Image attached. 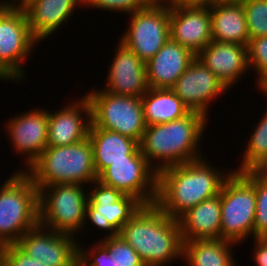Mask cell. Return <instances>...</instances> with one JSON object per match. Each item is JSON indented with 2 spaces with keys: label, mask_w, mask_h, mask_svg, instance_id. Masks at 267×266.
Wrapping results in <instances>:
<instances>
[{
  "label": "cell",
  "mask_w": 267,
  "mask_h": 266,
  "mask_svg": "<svg viewBox=\"0 0 267 266\" xmlns=\"http://www.w3.org/2000/svg\"><path fill=\"white\" fill-rule=\"evenodd\" d=\"M84 0H29L22 8L33 36L42 42L71 18Z\"/></svg>",
  "instance_id": "21"
},
{
  "label": "cell",
  "mask_w": 267,
  "mask_h": 266,
  "mask_svg": "<svg viewBox=\"0 0 267 266\" xmlns=\"http://www.w3.org/2000/svg\"><path fill=\"white\" fill-rule=\"evenodd\" d=\"M177 220L183 241L220 239V194L188 209Z\"/></svg>",
  "instance_id": "23"
},
{
  "label": "cell",
  "mask_w": 267,
  "mask_h": 266,
  "mask_svg": "<svg viewBox=\"0 0 267 266\" xmlns=\"http://www.w3.org/2000/svg\"><path fill=\"white\" fill-rule=\"evenodd\" d=\"M29 0H6V1H1V4H5L11 7H23Z\"/></svg>",
  "instance_id": "38"
},
{
  "label": "cell",
  "mask_w": 267,
  "mask_h": 266,
  "mask_svg": "<svg viewBox=\"0 0 267 266\" xmlns=\"http://www.w3.org/2000/svg\"><path fill=\"white\" fill-rule=\"evenodd\" d=\"M196 55L171 38L145 63L149 88H171Z\"/></svg>",
  "instance_id": "20"
},
{
  "label": "cell",
  "mask_w": 267,
  "mask_h": 266,
  "mask_svg": "<svg viewBox=\"0 0 267 266\" xmlns=\"http://www.w3.org/2000/svg\"><path fill=\"white\" fill-rule=\"evenodd\" d=\"M229 89L249 70L247 46L212 40L197 56Z\"/></svg>",
  "instance_id": "19"
},
{
  "label": "cell",
  "mask_w": 267,
  "mask_h": 266,
  "mask_svg": "<svg viewBox=\"0 0 267 266\" xmlns=\"http://www.w3.org/2000/svg\"><path fill=\"white\" fill-rule=\"evenodd\" d=\"M38 42L22 7H12L0 19V70L11 81H22L26 77L22 63Z\"/></svg>",
  "instance_id": "9"
},
{
  "label": "cell",
  "mask_w": 267,
  "mask_h": 266,
  "mask_svg": "<svg viewBox=\"0 0 267 266\" xmlns=\"http://www.w3.org/2000/svg\"><path fill=\"white\" fill-rule=\"evenodd\" d=\"M0 254L4 266H48L28 256L16 244L0 247Z\"/></svg>",
  "instance_id": "34"
},
{
  "label": "cell",
  "mask_w": 267,
  "mask_h": 266,
  "mask_svg": "<svg viewBox=\"0 0 267 266\" xmlns=\"http://www.w3.org/2000/svg\"><path fill=\"white\" fill-rule=\"evenodd\" d=\"M74 238L38 224L26 232L16 245L31 258L48 266H76L79 241Z\"/></svg>",
  "instance_id": "13"
},
{
  "label": "cell",
  "mask_w": 267,
  "mask_h": 266,
  "mask_svg": "<svg viewBox=\"0 0 267 266\" xmlns=\"http://www.w3.org/2000/svg\"><path fill=\"white\" fill-rule=\"evenodd\" d=\"M88 138L97 176L113 162L133 160L141 152L138 141L115 131L89 128Z\"/></svg>",
  "instance_id": "22"
},
{
  "label": "cell",
  "mask_w": 267,
  "mask_h": 266,
  "mask_svg": "<svg viewBox=\"0 0 267 266\" xmlns=\"http://www.w3.org/2000/svg\"><path fill=\"white\" fill-rule=\"evenodd\" d=\"M81 184H54L38 190L39 224L74 236L85 226L88 193ZM85 190V192H84Z\"/></svg>",
  "instance_id": "6"
},
{
  "label": "cell",
  "mask_w": 267,
  "mask_h": 266,
  "mask_svg": "<svg viewBox=\"0 0 267 266\" xmlns=\"http://www.w3.org/2000/svg\"><path fill=\"white\" fill-rule=\"evenodd\" d=\"M220 201V238L236 244H241L251 235L254 238L255 187L234 170L222 185Z\"/></svg>",
  "instance_id": "7"
},
{
  "label": "cell",
  "mask_w": 267,
  "mask_h": 266,
  "mask_svg": "<svg viewBox=\"0 0 267 266\" xmlns=\"http://www.w3.org/2000/svg\"><path fill=\"white\" fill-rule=\"evenodd\" d=\"M11 6L1 4L0 5V19L11 9Z\"/></svg>",
  "instance_id": "39"
},
{
  "label": "cell",
  "mask_w": 267,
  "mask_h": 266,
  "mask_svg": "<svg viewBox=\"0 0 267 266\" xmlns=\"http://www.w3.org/2000/svg\"><path fill=\"white\" fill-rule=\"evenodd\" d=\"M232 244L222 238L183 241L182 259L188 266H234Z\"/></svg>",
  "instance_id": "26"
},
{
  "label": "cell",
  "mask_w": 267,
  "mask_h": 266,
  "mask_svg": "<svg viewBox=\"0 0 267 266\" xmlns=\"http://www.w3.org/2000/svg\"><path fill=\"white\" fill-rule=\"evenodd\" d=\"M92 90L85 95L91 107L90 128L115 131L140 143L147 127L141 98Z\"/></svg>",
  "instance_id": "8"
},
{
  "label": "cell",
  "mask_w": 267,
  "mask_h": 266,
  "mask_svg": "<svg viewBox=\"0 0 267 266\" xmlns=\"http://www.w3.org/2000/svg\"><path fill=\"white\" fill-rule=\"evenodd\" d=\"M118 236L138 253L145 266H165L183 254L178 220L156 204L143 205L123 225Z\"/></svg>",
  "instance_id": "2"
},
{
  "label": "cell",
  "mask_w": 267,
  "mask_h": 266,
  "mask_svg": "<svg viewBox=\"0 0 267 266\" xmlns=\"http://www.w3.org/2000/svg\"><path fill=\"white\" fill-rule=\"evenodd\" d=\"M249 69L258 74L257 85L260 90L267 84V36L252 38L247 44Z\"/></svg>",
  "instance_id": "30"
},
{
  "label": "cell",
  "mask_w": 267,
  "mask_h": 266,
  "mask_svg": "<svg viewBox=\"0 0 267 266\" xmlns=\"http://www.w3.org/2000/svg\"><path fill=\"white\" fill-rule=\"evenodd\" d=\"M130 15L120 40L146 63L170 38V8L151 3Z\"/></svg>",
  "instance_id": "10"
},
{
  "label": "cell",
  "mask_w": 267,
  "mask_h": 266,
  "mask_svg": "<svg viewBox=\"0 0 267 266\" xmlns=\"http://www.w3.org/2000/svg\"><path fill=\"white\" fill-rule=\"evenodd\" d=\"M78 263L81 266H114L108 249L100 241L89 250L83 249L79 244Z\"/></svg>",
  "instance_id": "33"
},
{
  "label": "cell",
  "mask_w": 267,
  "mask_h": 266,
  "mask_svg": "<svg viewBox=\"0 0 267 266\" xmlns=\"http://www.w3.org/2000/svg\"><path fill=\"white\" fill-rule=\"evenodd\" d=\"M0 186V247L16 244L39 224L38 189L23 170Z\"/></svg>",
  "instance_id": "5"
},
{
  "label": "cell",
  "mask_w": 267,
  "mask_h": 266,
  "mask_svg": "<svg viewBox=\"0 0 267 266\" xmlns=\"http://www.w3.org/2000/svg\"><path fill=\"white\" fill-rule=\"evenodd\" d=\"M260 92H262V94L267 96V84H265L261 89Z\"/></svg>",
  "instance_id": "41"
},
{
  "label": "cell",
  "mask_w": 267,
  "mask_h": 266,
  "mask_svg": "<svg viewBox=\"0 0 267 266\" xmlns=\"http://www.w3.org/2000/svg\"><path fill=\"white\" fill-rule=\"evenodd\" d=\"M207 120L201 113L190 111L180 119L147 126L139 143L141 153L157 173L203 158L198 146Z\"/></svg>",
  "instance_id": "3"
},
{
  "label": "cell",
  "mask_w": 267,
  "mask_h": 266,
  "mask_svg": "<svg viewBox=\"0 0 267 266\" xmlns=\"http://www.w3.org/2000/svg\"><path fill=\"white\" fill-rule=\"evenodd\" d=\"M24 171L38 190L48 185H84L98 180L89 138L71 145L47 147Z\"/></svg>",
  "instance_id": "4"
},
{
  "label": "cell",
  "mask_w": 267,
  "mask_h": 266,
  "mask_svg": "<svg viewBox=\"0 0 267 266\" xmlns=\"http://www.w3.org/2000/svg\"><path fill=\"white\" fill-rule=\"evenodd\" d=\"M212 40L246 45L249 42L246 15L239 0H221L210 7Z\"/></svg>",
  "instance_id": "24"
},
{
  "label": "cell",
  "mask_w": 267,
  "mask_h": 266,
  "mask_svg": "<svg viewBox=\"0 0 267 266\" xmlns=\"http://www.w3.org/2000/svg\"><path fill=\"white\" fill-rule=\"evenodd\" d=\"M100 242L108 249L114 266H145L138 253L121 237H104Z\"/></svg>",
  "instance_id": "31"
},
{
  "label": "cell",
  "mask_w": 267,
  "mask_h": 266,
  "mask_svg": "<svg viewBox=\"0 0 267 266\" xmlns=\"http://www.w3.org/2000/svg\"><path fill=\"white\" fill-rule=\"evenodd\" d=\"M170 38L197 56L212 41L210 7H170Z\"/></svg>",
  "instance_id": "15"
},
{
  "label": "cell",
  "mask_w": 267,
  "mask_h": 266,
  "mask_svg": "<svg viewBox=\"0 0 267 266\" xmlns=\"http://www.w3.org/2000/svg\"><path fill=\"white\" fill-rule=\"evenodd\" d=\"M205 160L203 157L158 173L155 204L169 217L178 219L193 206L219 195L224 181L234 171L222 173Z\"/></svg>",
  "instance_id": "1"
},
{
  "label": "cell",
  "mask_w": 267,
  "mask_h": 266,
  "mask_svg": "<svg viewBox=\"0 0 267 266\" xmlns=\"http://www.w3.org/2000/svg\"><path fill=\"white\" fill-rule=\"evenodd\" d=\"M240 173L255 187L254 238H267V170H249Z\"/></svg>",
  "instance_id": "28"
},
{
  "label": "cell",
  "mask_w": 267,
  "mask_h": 266,
  "mask_svg": "<svg viewBox=\"0 0 267 266\" xmlns=\"http://www.w3.org/2000/svg\"><path fill=\"white\" fill-rule=\"evenodd\" d=\"M141 101L147 126L177 120L190 112L169 88H149L141 97Z\"/></svg>",
  "instance_id": "25"
},
{
  "label": "cell",
  "mask_w": 267,
  "mask_h": 266,
  "mask_svg": "<svg viewBox=\"0 0 267 266\" xmlns=\"http://www.w3.org/2000/svg\"><path fill=\"white\" fill-rule=\"evenodd\" d=\"M152 3L169 8L179 5L188 6V0H152Z\"/></svg>",
  "instance_id": "36"
},
{
  "label": "cell",
  "mask_w": 267,
  "mask_h": 266,
  "mask_svg": "<svg viewBox=\"0 0 267 266\" xmlns=\"http://www.w3.org/2000/svg\"><path fill=\"white\" fill-rule=\"evenodd\" d=\"M98 181L135 197L143 205L156 203L158 173L141 152L133 160L113 162L98 176Z\"/></svg>",
  "instance_id": "12"
},
{
  "label": "cell",
  "mask_w": 267,
  "mask_h": 266,
  "mask_svg": "<svg viewBox=\"0 0 267 266\" xmlns=\"http://www.w3.org/2000/svg\"><path fill=\"white\" fill-rule=\"evenodd\" d=\"M0 266H4L3 260L1 258V254H0Z\"/></svg>",
  "instance_id": "42"
},
{
  "label": "cell",
  "mask_w": 267,
  "mask_h": 266,
  "mask_svg": "<svg viewBox=\"0 0 267 266\" xmlns=\"http://www.w3.org/2000/svg\"><path fill=\"white\" fill-rule=\"evenodd\" d=\"M8 121L5 131L8 132L12 148L21 155H27L26 170V166L28 168L47 148L48 111L39 108L29 110Z\"/></svg>",
  "instance_id": "16"
},
{
  "label": "cell",
  "mask_w": 267,
  "mask_h": 266,
  "mask_svg": "<svg viewBox=\"0 0 267 266\" xmlns=\"http://www.w3.org/2000/svg\"><path fill=\"white\" fill-rule=\"evenodd\" d=\"M0 80H9V82H11V80L0 70Z\"/></svg>",
  "instance_id": "40"
},
{
  "label": "cell",
  "mask_w": 267,
  "mask_h": 266,
  "mask_svg": "<svg viewBox=\"0 0 267 266\" xmlns=\"http://www.w3.org/2000/svg\"><path fill=\"white\" fill-rule=\"evenodd\" d=\"M244 7L249 39L267 36V0H239Z\"/></svg>",
  "instance_id": "29"
},
{
  "label": "cell",
  "mask_w": 267,
  "mask_h": 266,
  "mask_svg": "<svg viewBox=\"0 0 267 266\" xmlns=\"http://www.w3.org/2000/svg\"><path fill=\"white\" fill-rule=\"evenodd\" d=\"M79 99L60 110H48L47 147L71 145L88 138L91 107L85 95Z\"/></svg>",
  "instance_id": "17"
},
{
  "label": "cell",
  "mask_w": 267,
  "mask_h": 266,
  "mask_svg": "<svg viewBox=\"0 0 267 266\" xmlns=\"http://www.w3.org/2000/svg\"><path fill=\"white\" fill-rule=\"evenodd\" d=\"M255 248L253 251L255 265L267 266V238H254Z\"/></svg>",
  "instance_id": "35"
},
{
  "label": "cell",
  "mask_w": 267,
  "mask_h": 266,
  "mask_svg": "<svg viewBox=\"0 0 267 266\" xmlns=\"http://www.w3.org/2000/svg\"><path fill=\"white\" fill-rule=\"evenodd\" d=\"M116 50L103 90L141 98L149 89L145 62L121 41Z\"/></svg>",
  "instance_id": "18"
},
{
  "label": "cell",
  "mask_w": 267,
  "mask_h": 266,
  "mask_svg": "<svg viewBox=\"0 0 267 266\" xmlns=\"http://www.w3.org/2000/svg\"><path fill=\"white\" fill-rule=\"evenodd\" d=\"M94 185V187H93ZM88 193L85 221L107 230L105 237L118 236L123 225L129 221L143 206L135 197L124 195L113 187L106 186L96 180ZM87 217V218H86Z\"/></svg>",
  "instance_id": "11"
},
{
  "label": "cell",
  "mask_w": 267,
  "mask_h": 266,
  "mask_svg": "<svg viewBox=\"0 0 267 266\" xmlns=\"http://www.w3.org/2000/svg\"><path fill=\"white\" fill-rule=\"evenodd\" d=\"M221 0H188V6L211 7Z\"/></svg>",
  "instance_id": "37"
},
{
  "label": "cell",
  "mask_w": 267,
  "mask_h": 266,
  "mask_svg": "<svg viewBox=\"0 0 267 266\" xmlns=\"http://www.w3.org/2000/svg\"><path fill=\"white\" fill-rule=\"evenodd\" d=\"M170 89L190 111L208 117L210 102L228 88L196 57Z\"/></svg>",
  "instance_id": "14"
},
{
  "label": "cell",
  "mask_w": 267,
  "mask_h": 266,
  "mask_svg": "<svg viewBox=\"0 0 267 266\" xmlns=\"http://www.w3.org/2000/svg\"><path fill=\"white\" fill-rule=\"evenodd\" d=\"M152 0H84V5L114 12L131 14L148 7Z\"/></svg>",
  "instance_id": "32"
},
{
  "label": "cell",
  "mask_w": 267,
  "mask_h": 266,
  "mask_svg": "<svg viewBox=\"0 0 267 266\" xmlns=\"http://www.w3.org/2000/svg\"><path fill=\"white\" fill-rule=\"evenodd\" d=\"M264 113L249 142H246L248 144L242 156L241 166L235 172L267 170V112Z\"/></svg>",
  "instance_id": "27"
}]
</instances>
